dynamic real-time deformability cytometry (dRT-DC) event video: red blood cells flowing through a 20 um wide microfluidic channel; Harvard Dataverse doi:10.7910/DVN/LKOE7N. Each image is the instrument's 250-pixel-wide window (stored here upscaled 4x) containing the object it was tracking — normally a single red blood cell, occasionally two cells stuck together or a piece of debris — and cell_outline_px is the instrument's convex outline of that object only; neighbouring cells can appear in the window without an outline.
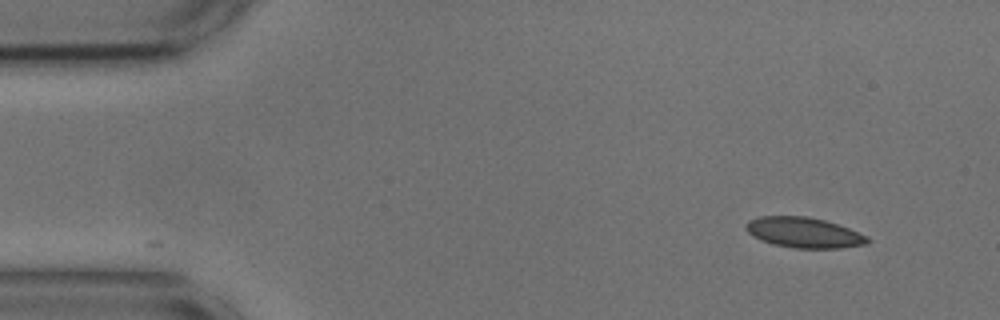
{"species": "common noctule bat (a hibernating species)", "species_latin": "Nyctalus noctula", "temperature_condition": "cold", "stored_images_in_passage": 33, "camera_frame_rate_fps": 3000, "um_per_image_px": 0.085, "animal": {"sex": "male", "body_mass_g": 17.9, "forearm_length_mm": 54.2}, "frame": {"image": 1, "passage_image": 1, "time_ms": 0.0, "image_size_px": [1000, 320], "cell_outline_px": [[872, 240], [868, 244], [840, 248], [796, 248], [772, 244], [752, 236], [744, 228], [748, 220], [760, 216], [808, 216], [824, 220], [848, 228], [868, 236]], "centroid_in_image_um": [68.34, 19.77], "position_along_channel_um": 16.7, "area_um2": 21.62}}
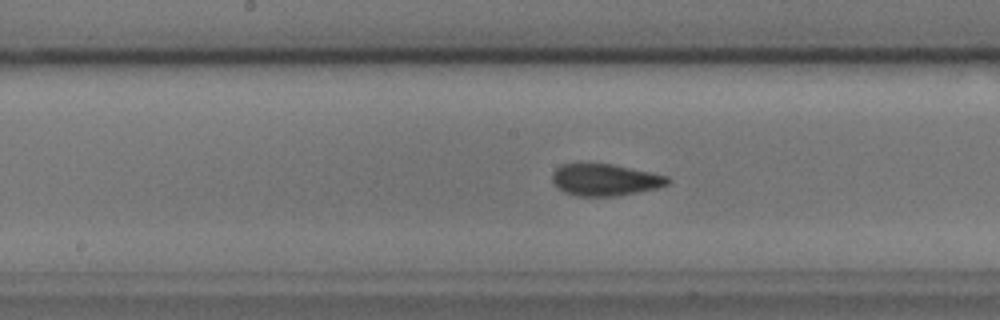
{"frame": {"image": 2, "passage_image": 23, "time_ms": 7.333, "image_size_px": [1000, 320], "cell_outline_px": [[672, 180], [668, 184], [656, 188], [616, 196], [576, 196], [564, 192], [552, 180], [552, 172], [560, 164], [580, 160], [612, 164], [668, 176]], "centroid_in_image_um": [51.37, 15.23], "position_along_channel_um": 196.8, "area_um2": 21.96}}
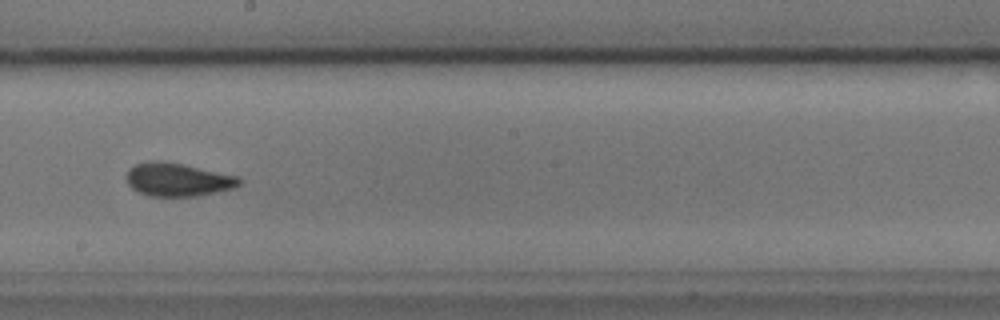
{"frame": {"image": 3, "passage_image": 26, "time_ms": 8.333, "image_size_px": [1000, 320], "cell_outline_px": [[244, 180], [236, 188], [196, 196], [148, 196], [132, 188], [128, 184], [128, 172], [136, 164], [156, 160], [164, 160], [184, 164], [240, 176]], "centroid_in_image_um": [15.2, 15.26], "position_along_channel_um": 233.0, "area_um2": 21.96}, "authors_computed_cell_mechanics": {"area_um2": 21.6172, "velocity_mm_per_s": 3.6461, "shape_relaxation_time_tau1_ms": null, "shape_relaxation_time_tau2_ms": 1.8813, "deformation_change_tau1": null, "deformation_change_tau2": 0.0673}}